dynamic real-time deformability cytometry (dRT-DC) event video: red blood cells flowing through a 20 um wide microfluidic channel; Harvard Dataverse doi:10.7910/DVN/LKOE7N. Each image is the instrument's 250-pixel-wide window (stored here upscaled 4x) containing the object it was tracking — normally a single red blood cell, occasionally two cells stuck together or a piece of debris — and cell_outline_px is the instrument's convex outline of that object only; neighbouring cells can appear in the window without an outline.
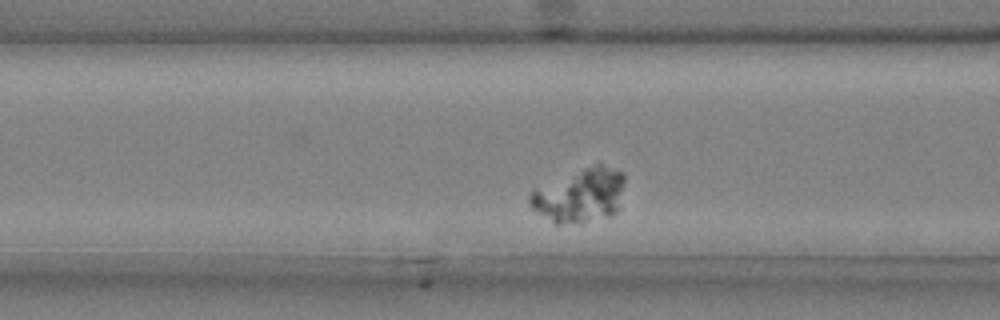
{"species": "common noctule bat (a hibernating species)", "species_latin": "Nyctalus noctula", "temperature_condition": "cold", "stored_images_in_passage": 43, "camera_frame_rate_fps": 3000, "um_per_image_px": 0.085, "animal": {"sex": "male", "body_mass_g": 20.4}, "frame": {"image": 1, "passage_image": 10, "time_ms": 3.0, "image_size_px": [1000, 320], "cell_outline_px": [[624, 180], [620, 208], [612, 216], [580, 224], [556, 224], [536, 212], [528, 204], [528, 196], [532, 188], [596, 160], [624, 172]], "centroid_in_image_um": [49.29, 16.56], "position_along_channel_um": 117.3, "area_um2": 31.5}}
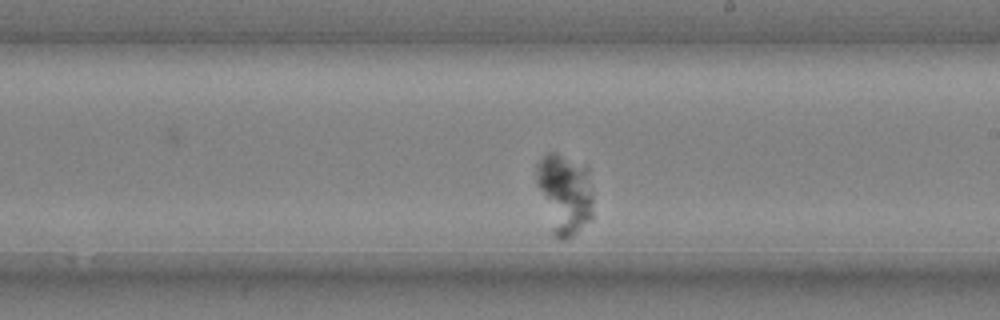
{"frame": {"image": 2, "passage_image": 21, "time_ms": 6.667, "image_size_px": [1000, 320], "cell_outline_px": [[592, 216], [568, 240], [560, 240], [552, 232], [536, 184], [536, 164], [548, 152], [556, 152], [588, 168], [592, 196]], "centroid_in_image_um": [47.96, 16.47], "position_along_channel_um": 241.0, "area_um2": 26.36}}
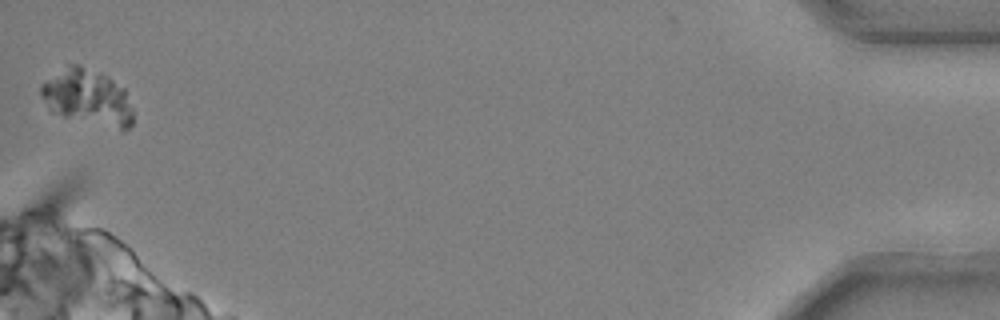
{"frame": {"image": 3, "passage_image": 43, "time_ms": 14.0, "image_size_px": [1000, 320], "cell_outline_px": [[132, 124], [128, 128], [120, 132], [64, 116], [52, 112], [48, 108], [40, 96], [40, 84], [68, 64], [80, 64], [108, 76], [124, 88], [132, 108]], "centroid_in_image_um": [7.45, 8.29], "position_along_channel_um": 427.8, "area_um2": 30.46}}